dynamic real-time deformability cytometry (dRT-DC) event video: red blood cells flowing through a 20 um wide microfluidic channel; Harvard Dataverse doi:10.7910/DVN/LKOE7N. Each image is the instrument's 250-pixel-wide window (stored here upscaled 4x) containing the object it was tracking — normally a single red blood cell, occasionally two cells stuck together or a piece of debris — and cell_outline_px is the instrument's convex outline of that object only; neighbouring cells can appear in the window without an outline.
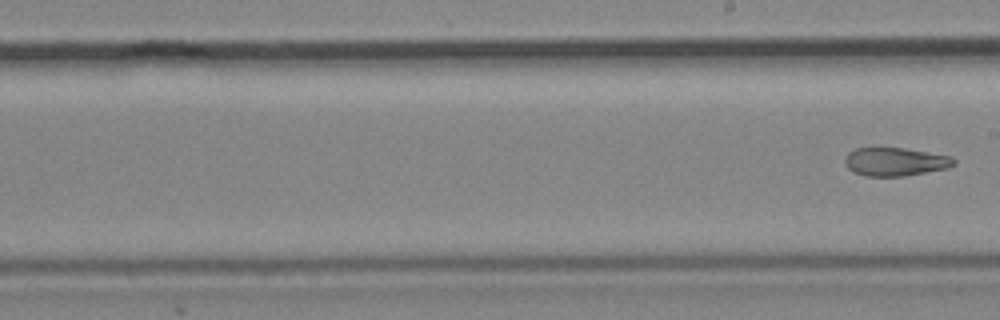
{"species": "common noctule bat (a hibernating species)", "species_latin": "Nyctalus noctula", "temperature_condition": "cold", "stored_images_in_passage": 13, "segment_of_instrument_passage": [2, 2], "camera_frame_rate_fps": 3000, "um_per_image_px": 0.085, "animal": {"sex": "male", "body_mass_g": 19.2, "forearm_length_mm": 51.8}, "frame": {"image": 1, "passage_image": 13, "time_ms": 18.333, "image_size_px": [1000, 320], "cell_outline_px": [[956, 164], [948, 168], [904, 176], [868, 176], [852, 172], [844, 164], [844, 156], [848, 152], [856, 148], [904, 148], [952, 156], [956, 160]], "centroid_in_image_um": [76.08, 13.75], "position_along_channel_um": 212.9, "area_um2": 18.15}}